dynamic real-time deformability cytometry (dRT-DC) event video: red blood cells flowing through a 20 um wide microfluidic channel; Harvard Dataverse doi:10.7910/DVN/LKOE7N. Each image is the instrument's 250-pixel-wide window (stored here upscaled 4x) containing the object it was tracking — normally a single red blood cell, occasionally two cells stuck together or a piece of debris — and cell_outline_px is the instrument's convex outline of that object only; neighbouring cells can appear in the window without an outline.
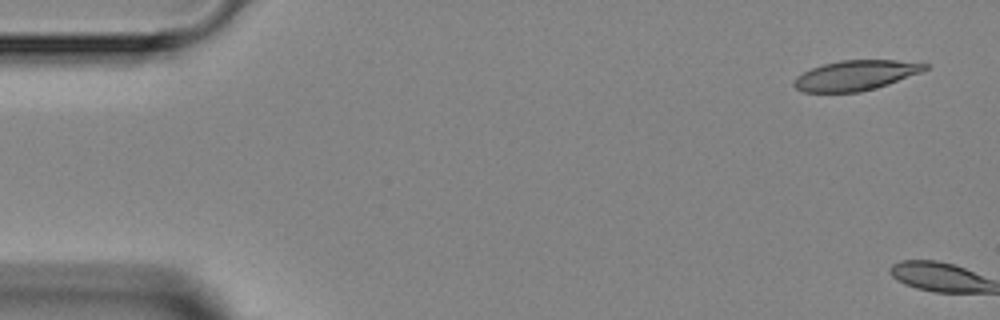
{"species": "Egyptian fruit bat (a non-hibernating species)", "species_latin": "Rousettus aegyptiacus", "temperature_condition": "room temperature", "stored_images_in_passage": 5, "camera_frame_rate_fps": 3000, "um_per_image_px": 0.085, "animal": {"sex": "female"}, "frame": {"image": 1, "passage_image": 1, "time_ms": 0.0, "image_size_px": [1000, 320], "cell_outline_px": [[928, 68], [920, 72], [888, 84], [876, 88], [860, 92], [804, 92], [796, 88], [792, 84], [792, 80], [796, 76], [812, 68], [824, 64], [840, 60], [896, 60], [928, 64]], "centroid_in_image_um": [72.69, 6.41], "position_along_channel_um": 12.3, "area_um2": 22.77}}
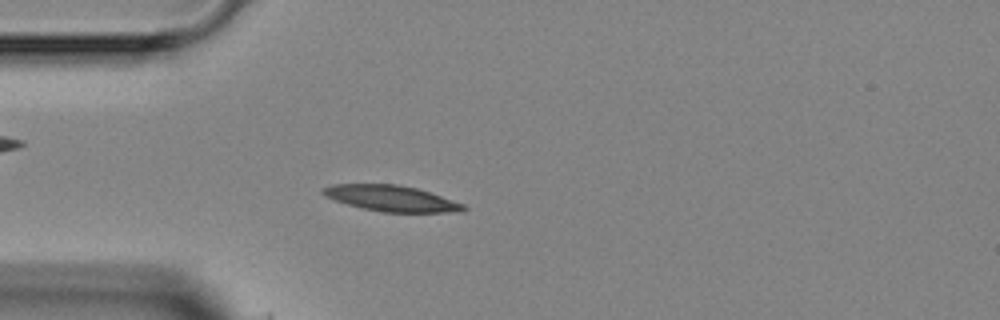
{"frame": {"image": 2, "passage_image": 5, "time_ms": 4.667, "image_size_px": [1000, 320], "cell_outline_px": [[468, 208], [464, 212], [384, 212], [364, 208], [348, 204], [324, 196], [320, 192], [320, 188], [332, 184], [400, 184], [416, 188], [464, 204]], "centroid_in_image_um": [33.25, 16.85], "position_along_channel_um": 51.8, "area_um2": 21.1}}